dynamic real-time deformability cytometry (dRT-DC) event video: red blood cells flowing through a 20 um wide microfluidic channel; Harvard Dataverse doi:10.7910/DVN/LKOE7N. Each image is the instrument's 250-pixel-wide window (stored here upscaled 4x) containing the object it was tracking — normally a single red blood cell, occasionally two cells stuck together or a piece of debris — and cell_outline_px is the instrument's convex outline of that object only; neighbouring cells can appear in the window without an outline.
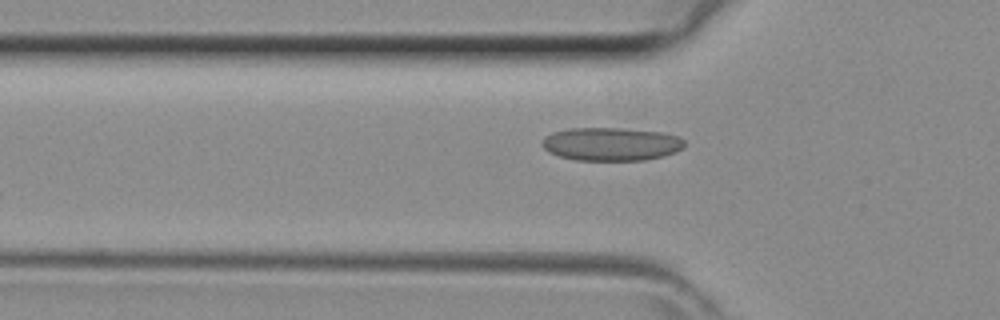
{"species": "common noctule bat (a hibernating species)", "species_latin": "Nyctalus noctula", "temperature_condition": "room temperature", "stored_images_in_passage": 4, "camera_frame_rate_fps": 3000, "um_per_image_px": 0.085, "animal": {"sex": "female", "body_mass_g": 29.2, "forearm_length_mm": 56.3}, "frame": {"image": 1, "passage_image": 3, "time_ms": 0.667, "image_size_px": [1000, 320], "cell_outline_px": [[684, 148], [676, 152], [664, 156], [644, 160], [576, 160], [560, 156], [548, 152], [540, 144], [544, 136], [552, 132], [568, 128], [620, 128], [660, 132], [680, 136], [684, 140]], "centroid_in_image_um": [51.94, 12.24], "position_along_channel_um": 73.9, "area_um2": 27.8}}